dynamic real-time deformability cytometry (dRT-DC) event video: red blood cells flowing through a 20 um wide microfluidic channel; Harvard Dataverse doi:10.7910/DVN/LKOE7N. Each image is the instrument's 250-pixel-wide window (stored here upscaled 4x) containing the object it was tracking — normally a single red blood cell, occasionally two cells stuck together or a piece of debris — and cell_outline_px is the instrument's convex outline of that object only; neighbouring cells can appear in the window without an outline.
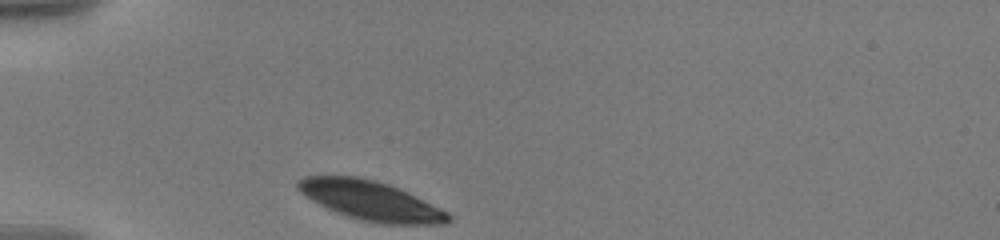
{"species": "human", "species_latin": "Homo sapiens", "temperature_condition": "warm", "stored_images_in_passage": 5, "camera_frame_rate_fps": 3000, "um_per_image_px": 0.085, "donor": {"sex": "male"}, "frame": {"image": 1, "passage_image": 1, "time_ms": 0.0, "image_size_px": [1000, 240], "cell_outline_px": [[452, 220], [448, 224], [380, 224], [360, 220], [336, 212], [312, 200], [300, 192], [296, 188], [296, 180], [304, 176], [356, 176], [376, 180], [388, 184], [408, 192], [448, 212], [452, 216]], "centroid_in_image_um": [31.52, 17.05], "position_along_channel_um": 53.5, "area_um2": 34.56}}
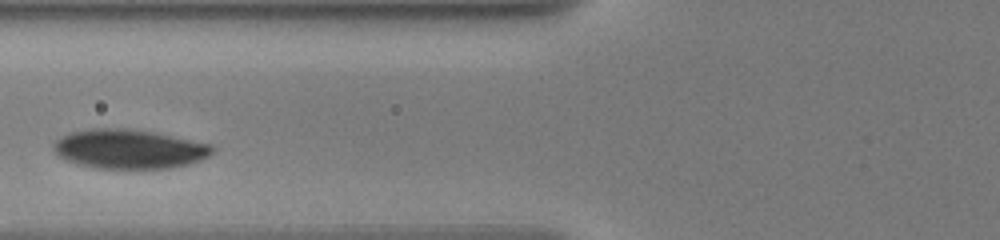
{"frame": {"image": 2, "passage_image": 4, "time_ms": 2.333, "image_size_px": [1000, 240], "cell_outline_px": [[216, 148], [208, 156], [188, 164], [172, 168], [92, 168], [68, 160], [60, 156], [52, 148], [52, 144], [56, 140], [72, 132], [92, 128], [128, 128], [156, 132], [212, 144]], "centroid_in_image_um": [11.01, 12.65], "position_along_channel_um": 114.8, "area_um2": 36.3}}